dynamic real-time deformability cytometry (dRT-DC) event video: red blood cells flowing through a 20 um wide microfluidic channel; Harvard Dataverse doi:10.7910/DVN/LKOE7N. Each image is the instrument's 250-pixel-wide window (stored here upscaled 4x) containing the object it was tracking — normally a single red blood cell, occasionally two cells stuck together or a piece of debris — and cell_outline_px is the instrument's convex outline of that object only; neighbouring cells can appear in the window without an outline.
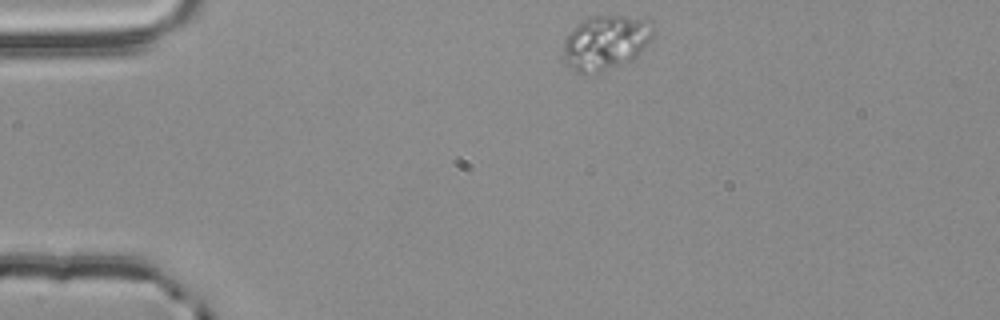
{"species": "common noctule bat (a hibernating species)", "species_latin": "Nyctalus noctula", "temperature_condition": "room temperature", "stored_images_in_passage": 46, "camera_frame_rate_fps": 3000, "um_per_image_px": 0.085, "animal": {"sex": "male", "body_mass_g": 20.4}, "frame": {"image": 1, "passage_image": 1, "time_ms": 0.0, "image_size_px": [1000, 320], "cell_outline_px": [[652, 40], [632, 60], [596, 72], [576, 72], [564, 64], [564, 40], [568, 32], [584, 20], [592, 16], [624, 16], [652, 20]], "centroid_in_image_um": [51.48, 3.6], "position_along_channel_um": 33.5, "area_um2": 28.26}}
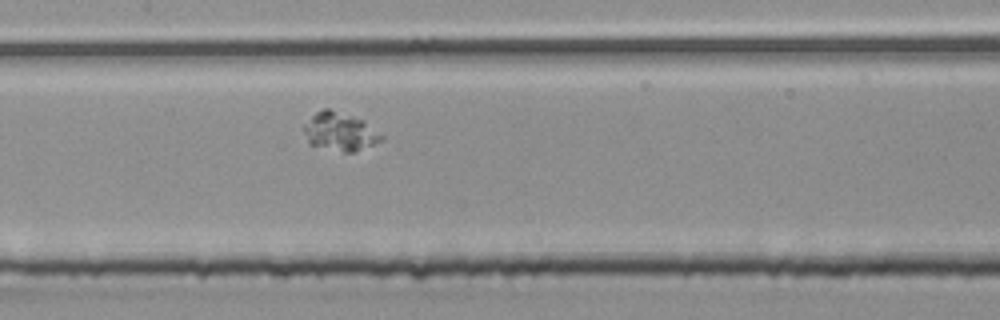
{"frame": {"image": 2, "passage_image": 17, "time_ms": 5.333, "image_size_px": [1000, 320], "cell_outline_px": [[384, 140], [352, 152], [344, 152], [308, 144], [304, 132], [304, 124], [316, 112], [324, 108], [328, 108], [364, 120], [384, 136]], "centroid_in_image_um": [28.89, 11.18], "position_along_channel_um": 178.5, "area_um2": 17.17}}
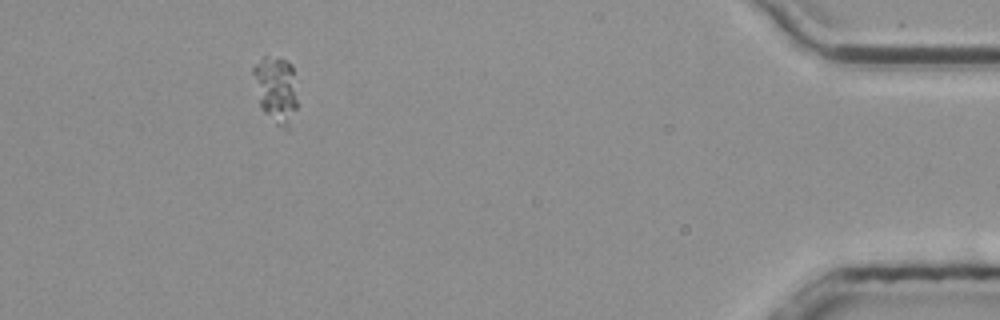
{"frame": {"image": 3, "passage_image": 41, "time_ms": 13.333, "image_size_px": [1000, 320], "cell_outline_px": [[296, 108], [288, 132], [276, 124], [260, 108], [252, 72], [252, 68], [264, 56], [288, 60], [292, 64], [296, 100]], "centroid_in_image_um": [23.45, 7.63], "position_along_channel_um": 411.7, "area_um2": 17.05}}